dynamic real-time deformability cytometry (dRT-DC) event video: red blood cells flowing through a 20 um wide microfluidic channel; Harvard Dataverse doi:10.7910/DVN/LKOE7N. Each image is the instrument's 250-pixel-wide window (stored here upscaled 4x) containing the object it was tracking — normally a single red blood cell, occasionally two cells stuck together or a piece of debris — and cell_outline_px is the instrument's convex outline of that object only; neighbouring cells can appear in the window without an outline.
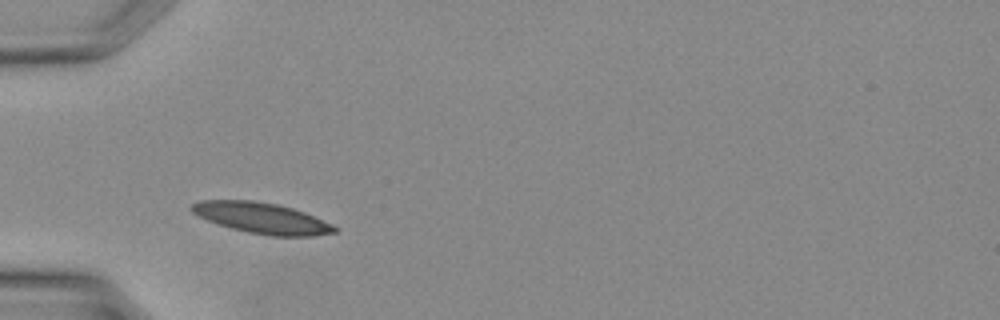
{"species": "Egyptian fruit bat (a non-hibernating species)", "species_latin": "Rousettus aegyptiacus", "temperature_condition": "warm", "stored_images_in_passage": 26, "camera_frame_rate_fps": 3000, "um_per_image_px": 0.085, "animal": {"sex": "female"}, "frame": {"image": 1, "passage_image": 1, "time_ms": 0.0, "image_size_px": [1000, 320], "cell_outline_px": [[336, 232], [312, 236], [268, 236], [248, 232], [232, 228], [208, 220], [192, 212], [188, 208], [192, 204], [200, 200], [252, 200], [276, 204], [292, 208], [332, 224], [336, 228]], "centroid_in_image_um": [22.22, 18.53], "position_along_channel_um": 62.8, "area_um2": 25.32}}
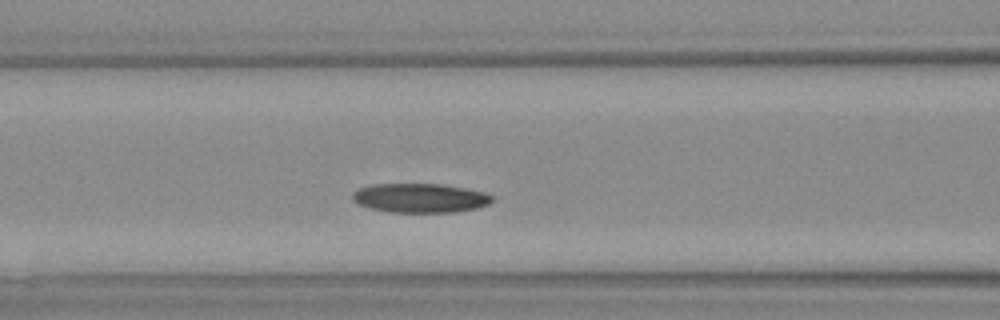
{"frame": {"image": 2, "passage_image": 5, "time_ms": 1.333, "image_size_px": [1000, 320], "cell_outline_px": [[492, 200], [488, 204], [476, 208], [452, 212], [388, 212], [368, 208], [352, 200], [352, 196], [360, 188], [372, 184], [440, 184], [464, 188], [484, 192], [492, 196]], "centroid_in_image_um": [35.69, 16.83], "position_along_channel_um": 130.9, "area_um2": 23.52}}